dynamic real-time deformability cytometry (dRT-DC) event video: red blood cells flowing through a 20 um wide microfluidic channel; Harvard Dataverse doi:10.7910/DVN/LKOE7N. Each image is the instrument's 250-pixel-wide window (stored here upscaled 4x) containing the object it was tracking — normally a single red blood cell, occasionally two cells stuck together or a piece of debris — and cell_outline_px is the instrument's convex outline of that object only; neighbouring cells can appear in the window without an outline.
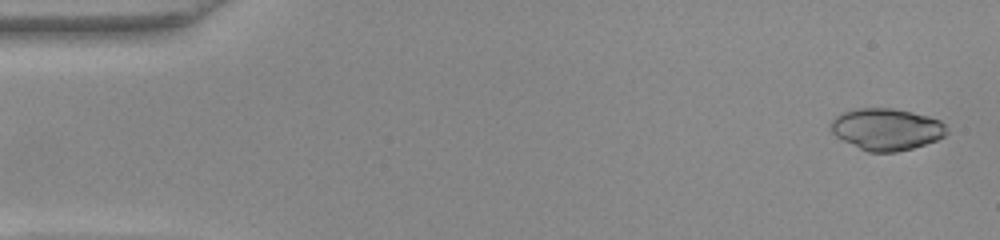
{"species": "common noctule bat (a hibernating species)", "species_latin": "Nyctalus noctula", "temperature_condition": "warm", "stored_images_in_passage": 51, "camera_frame_rate_fps": 3000, "um_per_image_px": 0.085, "animal": {"sex": "female", "body_mass_g": 22.0, "forearm_length_mm": 56.7}, "frame": {"image": 1, "passage_image": 1, "time_ms": 0.0, "image_size_px": [1000, 240], "cell_outline_px": [[948, 132], [944, 136], [936, 140], [912, 148], [896, 152], [868, 152], [836, 136], [828, 128], [828, 124], [840, 112], [856, 108], [892, 108], [912, 112], [928, 116], [940, 120], [944, 124]], "centroid_in_image_um": [75.32, 10.97], "position_along_channel_um": 9.7, "area_um2": 28.26}}
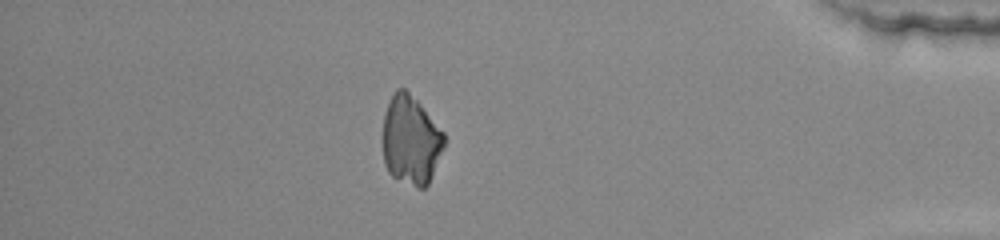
{"frame": {"image": 2, "passage_image": 44, "time_ms": 14.333, "image_size_px": [1000, 240], "cell_outline_px": [[444, 148], [428, 184], [424, 188], [416, 188], [392, 176], [388, 172], [384, 164], [380, 140], [384, 112], [396, 88], [404, 88], [420, 104], [444, 132]], "centroid_in_image_um": [34.87, 11.93], "position_along_channel_um": 400.3, "area_um2": 32.31}}
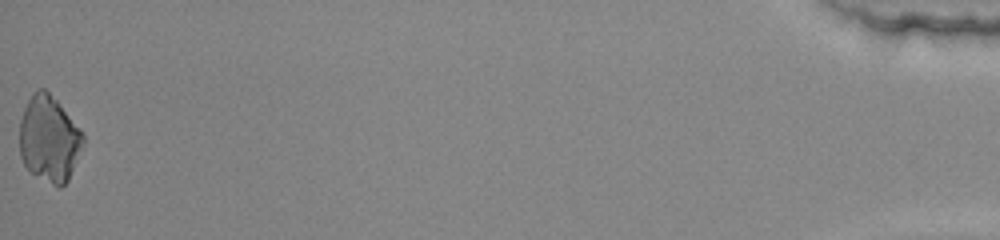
{"frame": {"image": 3, "passage_image": 51, "time_ms": 16.667, "image_size_px": [1000, 240], "cell_outline_px": [[84, 144], [68, 180], [60, 188], [52, 184], [32, 172], [24, 164], [20, 156], [20, 120], [24, 108], [32, 92], [36, 88], [44, 88], [56, 100], [84, 132]], "centroid_in_image_um": [4.19, 11.78], "position_along_channel_um": 431.0, "area_um2": 31.79}}